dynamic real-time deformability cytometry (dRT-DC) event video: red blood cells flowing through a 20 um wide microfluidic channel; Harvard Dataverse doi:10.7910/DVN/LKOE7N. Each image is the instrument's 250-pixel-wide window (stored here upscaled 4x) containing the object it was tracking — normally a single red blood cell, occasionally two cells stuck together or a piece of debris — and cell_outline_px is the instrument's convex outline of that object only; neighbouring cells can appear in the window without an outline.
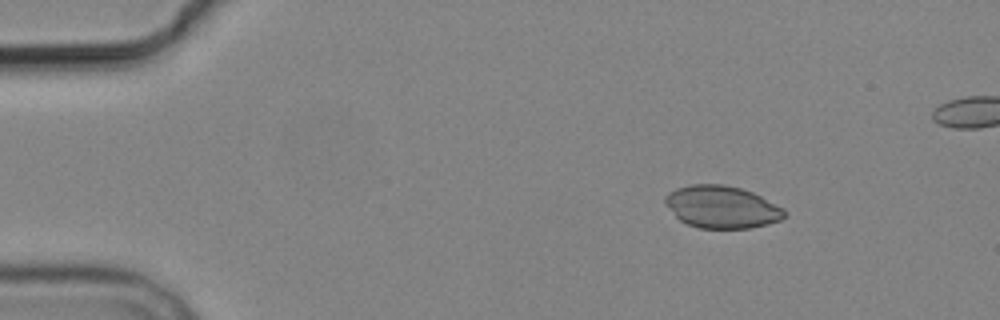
{"species": "common noctule bat (a hibernating species)", "species_latin": "Nyctalus noctula", "temperature_condition": "cold", "stored_images_in_passage": 5, "camera_frame_rate_fps": 3000, "um_per_image_px": 0.085, "animal": {"sex": "male", "body_mass_g": 19.2, "forearm_length_mm": 51.8}, "frame": {"image": 1, "passage_image": 2, "time_ms": 2.0, "image_size_px": [1000, 320], "cell_outline_px": [[788, 212], [780, 220], [768, 224], [748, 228], [700, 228], [688, 224], [680, 220], [664, 204], [664, 196], [668, 192], [676, 188], [688, 184], [724, 184], [740, 188], [752, 192], [784, 208]], "centroid_in_image_um": [61.33, 17.58], "position_along_channel_um": 23.7, "area_um2": 29.54}}